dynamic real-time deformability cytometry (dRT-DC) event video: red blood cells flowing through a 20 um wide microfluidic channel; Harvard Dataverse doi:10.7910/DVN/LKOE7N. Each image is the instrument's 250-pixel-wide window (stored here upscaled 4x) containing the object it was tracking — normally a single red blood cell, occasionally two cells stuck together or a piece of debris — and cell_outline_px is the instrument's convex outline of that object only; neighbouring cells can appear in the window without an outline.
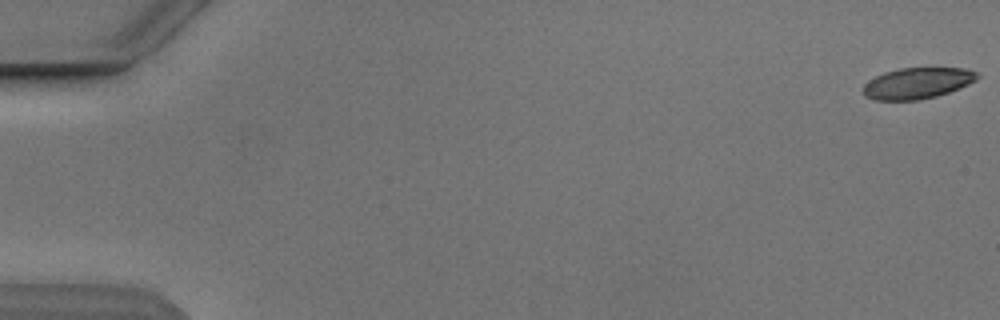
{"species": "Egyptian fruit bat (a non-hibernating species)", "species_latin": "Rousettus aegyptiacus", "temperature_condition": "cold", "stored_images_in_passage": 7, "camera_frame_rate_fps": 3000, "um_per_image_px": 0.085, "animal": {"sex": "male"}, "frame": {"image": 1, "passage_image": 1, "time_ms": 0.0, "image_size_px": [1000, 320], "cell_outline_px": [[980, 76], [976, 80], [968, 84], [948, 92], [936, 96], [916, 100], [876, 100], [864, 96], [864, 84], [868, 80], [884, 72], [900, 68], [964, 68], [980, 72]], "centroid_in_image_um": [77.98, 7.06], "position_along_channel_um": 7.0, "area_um2": 20.63}}
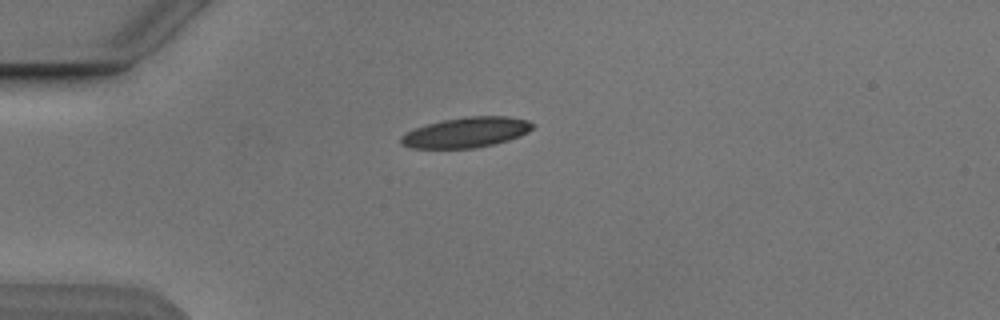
{"frame": {"image": 2, "passage_image": 5, "time_ms": 4.667, "image_size_px": [1000, 320], "cell_outline_px": [[536, 124], [528, 132], [520, 136], [496, 144], [476, 148], [412, 148], [400, 144], [400, 136], [416, 128], [428, 124], [444, 120], [464, 116], [508, 116], [528, 120]], "centroid_in_image_um": [39.67, 11.25], "position_along_channel_um": 45.3, "area_um2": 23.29}}
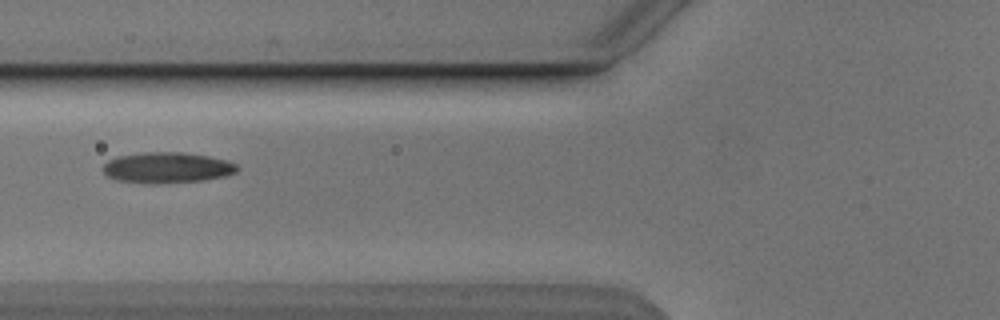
{"frame": {"image": 3, "passage_image": 7, "time_ms": 7.0, "image_size_px": [1000, 320], "cell_outline_px": [[240, 168], [236, 172], [224, 176], [204, 180], [116, 180], [108, 176], [104, 172], [104, 164], [108, 160], [116, 156], [140, 152], [184, 152], [208, 156], [228, 160], [236, 164]], "centroid_in_image_um": [14.25, 14.17], "position_along_channel_um": 111.5, "area_um2": 22.95}}